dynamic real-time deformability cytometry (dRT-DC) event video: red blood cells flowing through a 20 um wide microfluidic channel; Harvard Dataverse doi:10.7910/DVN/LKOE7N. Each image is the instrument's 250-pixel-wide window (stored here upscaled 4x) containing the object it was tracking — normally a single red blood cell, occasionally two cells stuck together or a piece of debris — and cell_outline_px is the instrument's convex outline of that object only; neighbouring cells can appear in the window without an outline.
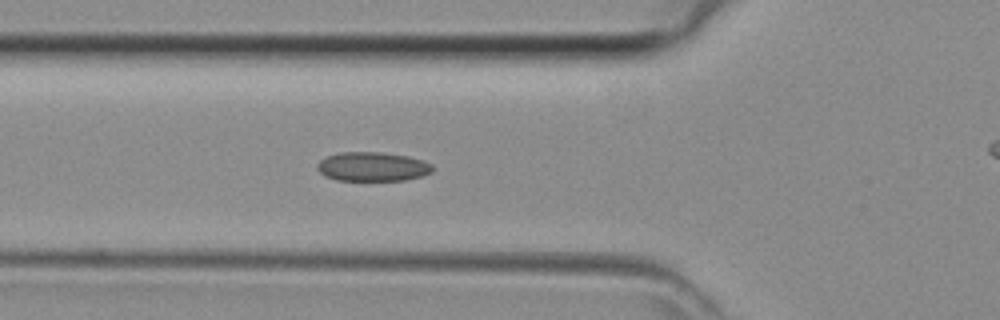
{"species": "common noctule bat (a hibernating species)", "species_latin": "Nyctalus noctula", "temperature_condition": "room temperature", "stored_images_in_passage": 31, "camera_frame_rate_fps": 3000, "um_per_image_px": 0.085, "animal": {"sex": "female", "body_mass_g": 29.2, "forearm_length_mm": 56.3}, "frame": {"image": 1, "passage_image": 2, "time_ms": 0.333, "image_size_px": [1000, 320], "cell_outline_px": [[432, 172], [420, 176], [404, 180], [336, 180], [324, 176], [316, 168], [316, 164], [320, 160], [328, 156], [340, 152], [380, 152], [408, 156], [432, 164]], "centroid_in_image_um": [31.62, 14.16], "position_along_channel_um": 94.2, "area_um2": 19.48}}
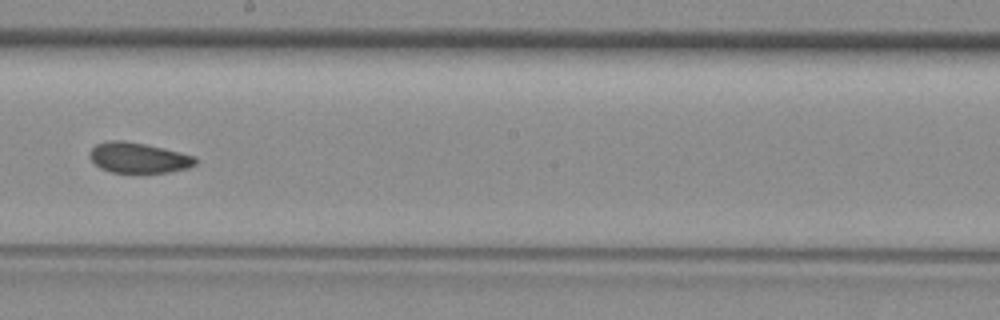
{"frame": {"image": 2, "passage_image": 11, "time_ms": 3.333, "image_size_px": [1000, 320], "cell_outline_px": [[196, 164], [188, 168], [168, 172], [112, 172], [100, 168], [92, 160], [88, 152], [96, 144], [108, 140], [124, 140], [164, 148], [196, 156]], "centroid_in_image_um": [11.77, 13.4], "position_along_channel_um": 236.4, "area_um2": 18.67}}
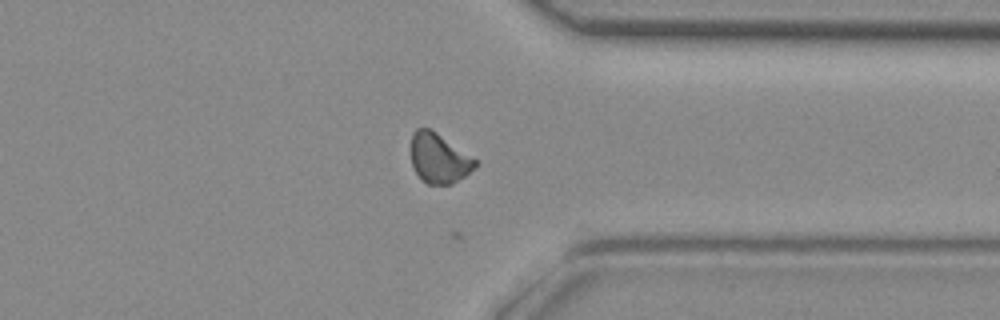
{"frame": {"image": 3, "passage_image": 20, "time_ms": 6.333, "image_size_px": [1000, 320], "cell_outline_px": [[480, 164], [464, 176], [448, 184], [428, 184], [416, 172], [412, 164], [412, 132], [416, 128], [428, 128], [436, 132], [476, 160]], "centroid_in_image_um": [37.31, 13.44], "position_along_channel_um": 374.1, "area_um2": 18.09}}